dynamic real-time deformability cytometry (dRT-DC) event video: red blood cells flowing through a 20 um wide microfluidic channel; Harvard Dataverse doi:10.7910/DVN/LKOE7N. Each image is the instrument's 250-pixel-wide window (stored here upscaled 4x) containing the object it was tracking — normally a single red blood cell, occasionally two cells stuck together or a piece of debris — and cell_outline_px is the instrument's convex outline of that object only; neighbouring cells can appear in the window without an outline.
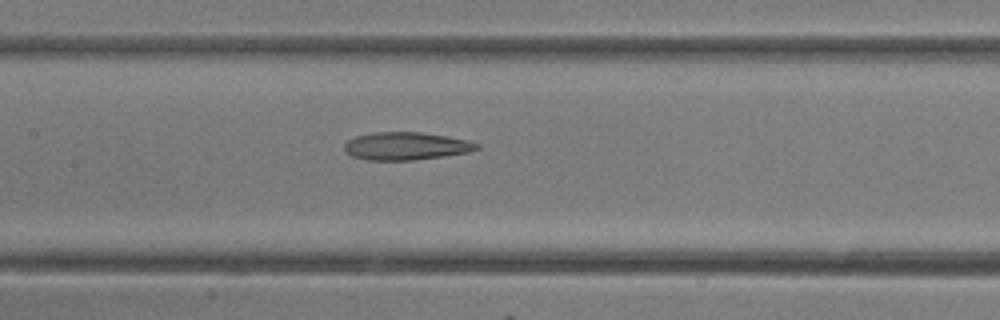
{"species": "common noctule bat (a hibernating species)", "species_latin": "Nyctalus noctula", "temperature_condition": "room temperature", "stored_images_in_passage": 16, "camera_frame_rate_fps": 3000, "um_per_image_px": 0.085, "animal": {"sex": "female"}, "frame": {"image": 1, "passage_image": 14, "time_ms": 4.333, "image_size_px": [1000, 320], "cell_outline_px": [[480, 148], [468, 152], [444, 156], [412, 160], [368, 160], [352, 156], [344, 152], [344, 144], [348, 140], [356, 136], [372, 132], [420, 132], [448, 136], [468, 140], [480, 144]], "centroid_in_image_um": [34.51, 12.41], "position_along_channel_um": 172.9, "area_um2": 21.56}}
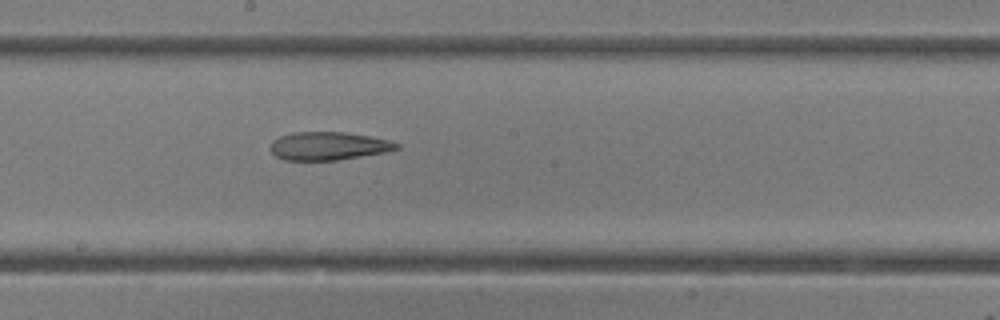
{"frame": {"image": 2, "passage_image": 16, "time_ms": 5.0, "image_size_px": [1000, 320], "cell_outline_px": [[400, 148], [384, 152], [336, 160], [284, 160], [276, 156], [272, 152], [272, 140], [280, 136], [292, 132], [344, 132], [372, 136], [388, 140], [400, 144]], "centroid_in_image_um": [27.92, 12.4], "position_along_channel_um": 220.3, "area_um2": 20.58}}